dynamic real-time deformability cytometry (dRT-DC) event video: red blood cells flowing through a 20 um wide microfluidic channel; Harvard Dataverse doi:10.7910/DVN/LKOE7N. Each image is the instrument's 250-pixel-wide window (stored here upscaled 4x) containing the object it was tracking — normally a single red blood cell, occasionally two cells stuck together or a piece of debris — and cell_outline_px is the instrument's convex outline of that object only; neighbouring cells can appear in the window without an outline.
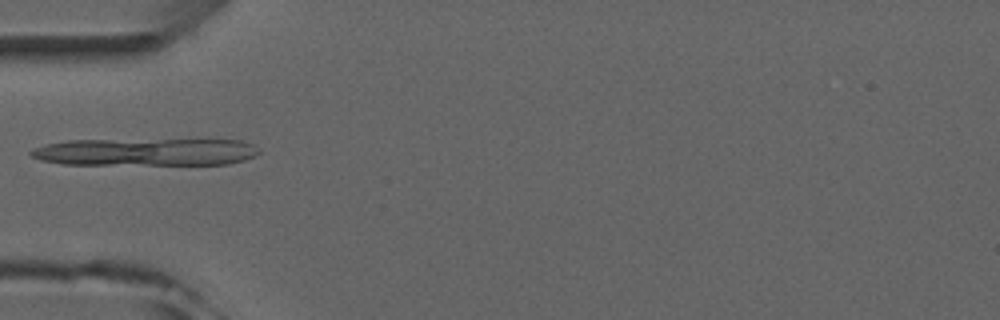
{"species": "common noctule bat (a hibernating species)", "species_latin": "Nyctalus noctula", "temperature_condition": "room temperature", "stored_images_in_passage": 6, "camera_frame_rate_fps": 3000, "um_per_image_px": 0.085, "animal": {"sex": "male", "forearm_length_mm": 52.5}, "frame": {"image": 1, "passage_image": 4, "time_ms": 4.333, "image_size_px": [1000, 320], "cell_outline_px": [[260, 152], [256, 156], [244, 160], [228, 164], [64, 164], [40, 160], [32, 156], [28, 152], [36, 148], [48, 144], [68, 140], [240, 140], [252, 144]], "centroid_in_image_um": [12.4, 12.92], "position_along_channel_um": 72.6, "area_um2": 36.18}}
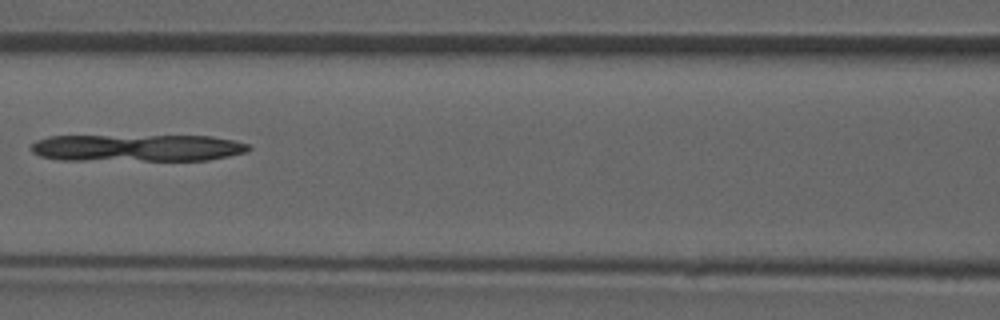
{"frame": {"image": 2, "passage_image": 6, "time_ms": 6.333, "image_size_px": [1000, 320], "cell_outline_px": [[252, 148], [248, 152], [208, 160], [60, 160], [40, 156], [32, 152], [32, 144], [36, 140], [48, 136], [212, 136], [232, 140], [248, 144]], "centroid_in_image_um": [11.67, 12.57], "position_along_channel_um": 154.9, "area_um2": 34.45}}